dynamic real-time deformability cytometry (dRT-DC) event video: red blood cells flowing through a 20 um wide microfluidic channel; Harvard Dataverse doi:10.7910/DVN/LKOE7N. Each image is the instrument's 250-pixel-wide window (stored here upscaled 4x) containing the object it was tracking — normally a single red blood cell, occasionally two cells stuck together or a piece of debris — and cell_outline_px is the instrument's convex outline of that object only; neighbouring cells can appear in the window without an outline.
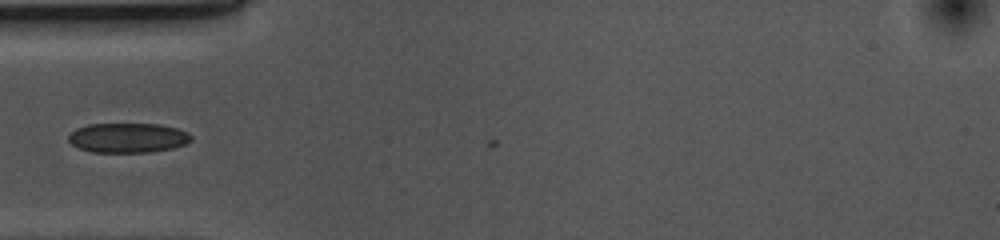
{"species": "common noctule bat (a hibernating species)", "species_latin": "Nyctalus noctula", "temperature_condition": "cold", "stored_images_in_passage": 2, "camera_frame_rate_fps": 3000, "um_per_image_px": 0.085, "animal": {"sex": "female", "body_mass_g": 10.0, "forearm_length_mm": 53.1}, "frame": {"image": 1, "passage_image": 1, "time_ms": 0.0, "image_size_px": [1000, 240], "cell_outline_px": [[192, 140], [184, 144], [172, 148], [148, 152], [92, 152], [80, 148], [72, 144], [68, 140], [68, 136], [76, 128], [88, 124], [160, 124], [176, 128], [188, 132], [192, 136]], "centroid_in_image_um": [10.87, 11.71], "position_along_channel_um": 74.1, "area_um2": 21.15}}